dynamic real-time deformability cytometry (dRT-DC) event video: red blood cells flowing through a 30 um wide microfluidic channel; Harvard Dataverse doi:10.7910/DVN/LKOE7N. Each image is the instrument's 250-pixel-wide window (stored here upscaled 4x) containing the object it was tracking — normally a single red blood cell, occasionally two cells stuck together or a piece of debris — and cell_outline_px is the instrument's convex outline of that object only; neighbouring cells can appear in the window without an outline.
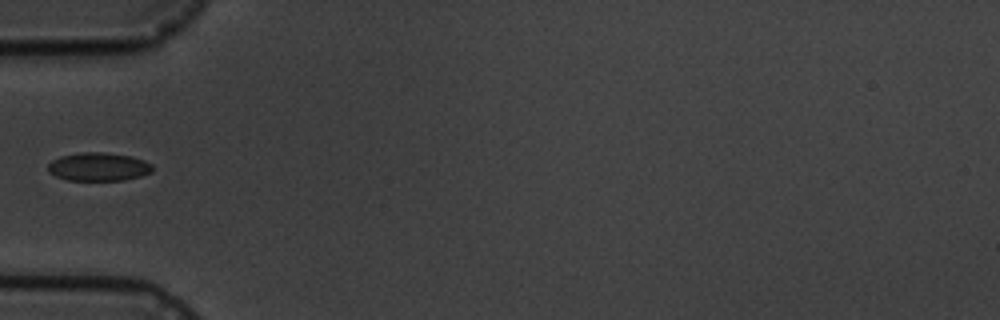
{"species": "common noctule bat (a hibernating species)", "species_latin": "Nyctalus noctula", "temperature_condition": "cold", "stored_images_in_passage": 11, "camera_frame_rate_fps": 3000, "um_per_image_px": 0.085, "animal": {"sex": "male", "body_mass_g": 19.5, "forearm_length_mm": 54.6}, "frame": {"image": 1, "passage_image": 1, "time_ms": 0.0, "image_size_px": [1000, 320], "cell_outline_px": [[152, 172], [140, 176], [124, 180], [68, 180], [56, 176], [48, 172], [48, 164], [52, 160], [60, 156], [80, 152], [100, 152], [132, 156], [144, 160], [152, 164]], "centroid_in_image_um": [8.37, 14.17], "position_along_channel_um": 76.6, "area_um2": 17.28}}
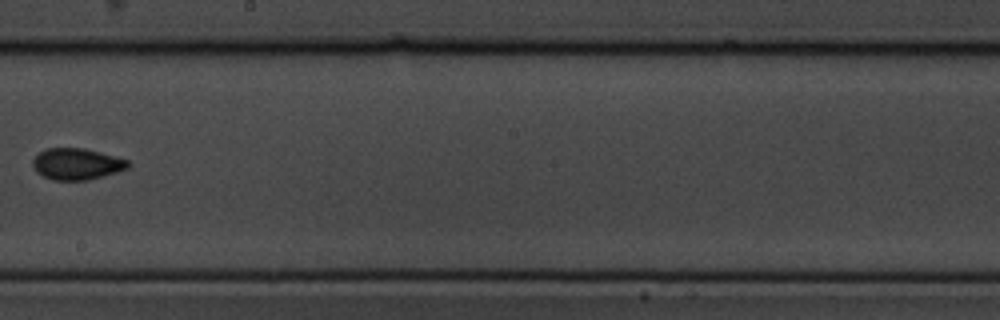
{"frame": {"image": 2, "passage_image": 5, "time_ms": 4.667, "image_size_px": [1000, 320], "cell_outline_px": [[132, 164], [128, 168], [104, 176], [88, 180], [52, 180], [36, 172], [32, 164], [32, 160], [44, 148], [84, 148], [100, 152], [128, 160]], "centroid_in_image_um": [6.52, 13.94], "position_along_channel_um": 241.7, "area_um2": 17.51}}
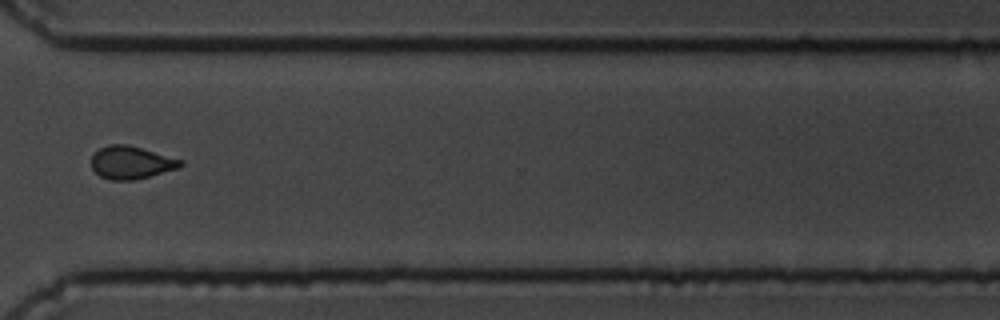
{"frame": {"image": 3, "passage_image": 8, "time_ms": 8.0, "image_size_px": [1000, 320], "cell_outline_px": [[184, 164], [180, 168], [132, 180], [112, 180], [100, 176], [92, 168], [92, 156], [100, 148], [108, 144], [128, 144], [184, 160]], "centroid_in_image_um": [11.17, 13.8], "position_along_channel_um": 359.4, "area_um2": 16.99}}